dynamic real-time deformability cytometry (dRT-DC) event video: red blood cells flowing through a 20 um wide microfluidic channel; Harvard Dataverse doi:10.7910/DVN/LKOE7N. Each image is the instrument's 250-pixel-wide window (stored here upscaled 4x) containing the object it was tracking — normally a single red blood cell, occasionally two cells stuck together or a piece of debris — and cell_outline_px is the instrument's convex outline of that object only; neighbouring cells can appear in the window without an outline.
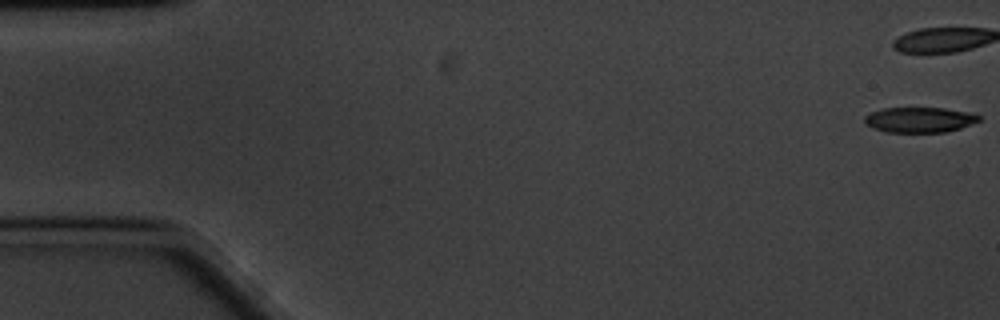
{"species": "common noctule bat (a hibernating species)", "species_latin": "Nyctalus noctula", "temperature_condition": "cold", "stored_images_in_passage": 47, "camera_frame_rate_fps": 3000, "um_per_image_px": 0.085, "animal": {"sex": "male", "body_mass_g": 20.1, "forearm_length_mm": 53.5}, "frame": {"image": 1, "passage_image": 1, "time_ms": 0.0, "image_size_px": [1000, 320], "cell_outline_px": [[980, 120], [960, 128], [944, 132], [888, 132], [872, 128], [864, 120], [864, 116], [872, 112], [884, 108], [944, 108], [968, 112], [980, 116]], "centroid_in_image_um": [78.15, 10.18], "position_along_channel_um": 6.8, "area_um2": 16.65}, "authors_computed_cell_mechanics": {"area_um2": 19.1318, "velocity_mm_per_s": 3.3361, "shape_relaxation_time_tau1_ms": 3.921, "shape_relaxation_time_tau2_ms": 2.6488, "deformation_change_tau1": 0.1563, "deformation_change_tau2": 0.1006}}